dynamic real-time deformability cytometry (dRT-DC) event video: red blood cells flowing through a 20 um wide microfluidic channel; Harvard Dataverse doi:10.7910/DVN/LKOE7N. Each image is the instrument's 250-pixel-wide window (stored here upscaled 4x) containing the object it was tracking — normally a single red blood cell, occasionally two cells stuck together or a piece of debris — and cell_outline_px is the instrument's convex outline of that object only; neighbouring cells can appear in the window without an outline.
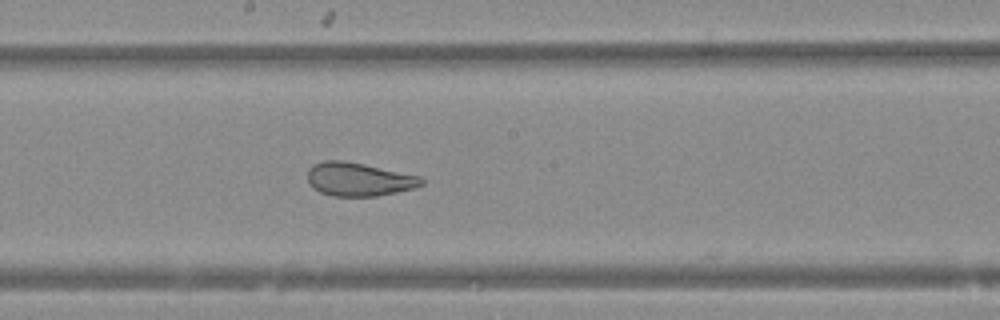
{"species": "Egyptian fruit bat (a non-hibernating species)", "species_latin": "Rousettus aegyptiacus", "temperature_condition": "warm", "stored_images_in_passage": 22, "camera_frame_rate_fps": 3000, "um_per_image_px": 0.085, "animal": {"sex": "female"}, "frame": {"image": 1, "passage_image": 21, "time_ms": 6.667, "image_size_px": [1000, 320], "cell_outline_px": [[424, 184], [416, 188], [376, 196], [332, 196], [320, 192], [312, 188], [308, 184], [308, 168], [312, 164], [324, 160], [344, 160], [364, 164], [420, 176], [424, 180]], "centroid_in_image_um": [30.47, 15.24], "position_along_channel_um": 217.7, "area_um2": 22.43}}